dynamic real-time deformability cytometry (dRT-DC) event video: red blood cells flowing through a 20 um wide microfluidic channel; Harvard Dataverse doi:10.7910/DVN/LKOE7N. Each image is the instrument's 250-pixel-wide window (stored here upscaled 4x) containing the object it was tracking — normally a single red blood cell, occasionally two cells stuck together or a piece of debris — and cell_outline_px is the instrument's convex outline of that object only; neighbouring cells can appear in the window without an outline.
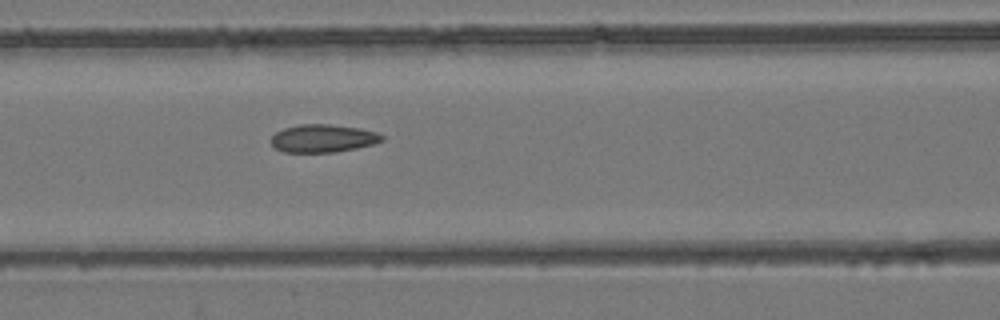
{"species": "common noctule bat (a hibernating species)", "species_latin": "Nyctalus noctula", "temperature_condition": "room temperature", "stored_images_in_passage": 6, "camera_frame_rate_fps": 3000, "um_per_image_px": 0.085, "animal": {"sex": "female", "body_mass_g": 24.6, "forearm_length_mm": 56.2}, "frame": {"image": 1, "passage_image": 6, "time_ms": 6.667, "image_size_px": [1000, 320], "cell_outline_px": [[384, 140], [372, 144], [356, 148], [336, 152], [284, 152], [276, 148], [272, 144], [272, 136], [276, 132], [284, 128], [300, 124], [328, 124], [360, 128], [376, 132], [384, 136]], "centroid_in_image_um": [27.47, 11.76], "position_along_channel_um": 139.1, "area_um2": 17.92}}